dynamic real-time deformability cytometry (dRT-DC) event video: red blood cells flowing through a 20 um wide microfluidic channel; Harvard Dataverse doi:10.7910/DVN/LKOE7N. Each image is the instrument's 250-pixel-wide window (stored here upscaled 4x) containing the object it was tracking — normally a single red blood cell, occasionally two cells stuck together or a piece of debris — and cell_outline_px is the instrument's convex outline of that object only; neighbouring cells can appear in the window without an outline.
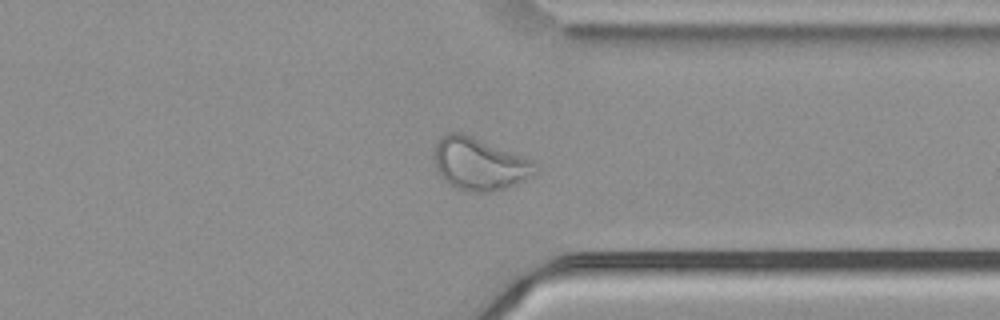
{"species": "common noctule bat (a hibernating species)", "species_latin": "Nyctalus noctula", "temperature_condition": "cold", "stored_images_in_passage": 57, "camera_frame_rate_fps": 3000, "um_per_image_px": 0.085, "animal": {"sex": "male", "body_mass_g": 21.5, "forearm_length_mm": 52.0}, "frame": {"image": 1, "passage_image": 44, "time_ms": 14.333, "image_size_px": [1000, 320], "cell_outline_px": [[540, 168], [536, 172], [524, 180], [504, 188], [488, 192], [468, 192], [456, 188], [444, 180], [436, 172], [432, 156], [432, 152], [436, 140], [440, 136], [448, 132], [460, 132], [472, 136], [532, 160]], "centroid_in_image_um": [40.67, 13.92], "position_along_channel_um": 370.7, "area_um2": 31.15}}
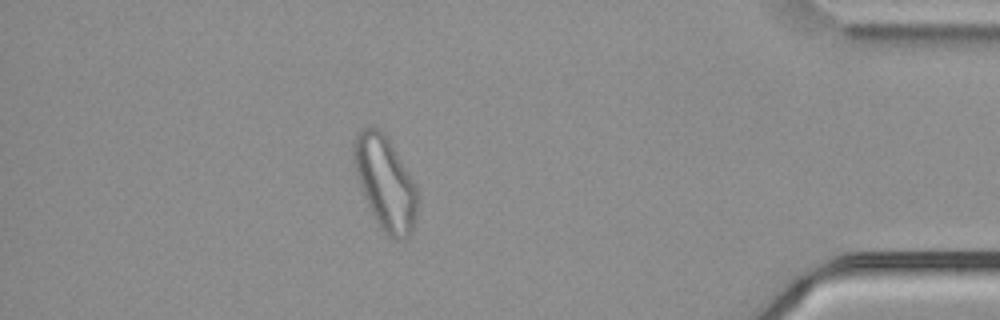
{"frame": {"image": 2, "passage_image": 50, "time_ms": 16.333, "image_size_px": [1000, 320], "cell_outline_px": [[416, 224], [412, 232], [408, 236], [400, 240], [392, 240], [380, 228], [360, 188], [356, 176], [352, 160], [352, 140], [364, 128], [380, 128], [384, 132], [416, 184]], "centroid_in_image_um": [32.73, 15.56], "position_along_channel_um": 402.5, "area_um2": 34.74}}